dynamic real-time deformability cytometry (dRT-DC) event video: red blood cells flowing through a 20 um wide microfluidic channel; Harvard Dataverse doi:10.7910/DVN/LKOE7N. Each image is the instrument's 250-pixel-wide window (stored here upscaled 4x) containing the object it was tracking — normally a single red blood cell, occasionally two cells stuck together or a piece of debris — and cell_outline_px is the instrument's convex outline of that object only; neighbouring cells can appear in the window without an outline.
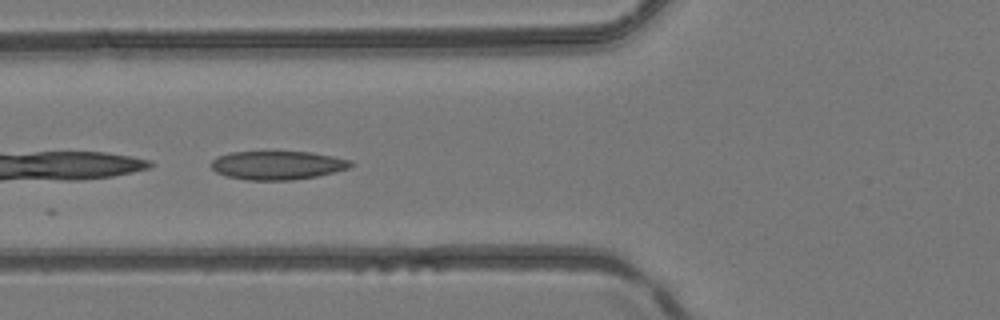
{"species": "common noctule bat (a hibernating species)", "species_latin": "Nyctalus noctula", "temperature_condition": "room temperature", "stored_images_in_passage": 6, "camera_frame_rate_fps": 3000, "um_per_image_px": 0.085, "animal": {"sex": "female", "body_mass_g": 24.6, "forearm_length_mm": 56.2}, "frame": {"image": 1, "passage_image": 3, "time_ms": 3.333, "image_size_px": [1000, 320], "cell_outline_px": [[352, 164], [348, 168], [316, 176], [292, 180], [248, 180], [228, 176], [216, 172], [208, 164], [216, 156], [232, 152], [312, 152], [352, 160]], "centroid_in_image_um": [23.54, 14.04], "position_along_channel_um": 102.3, "area_um2": 23.18}}
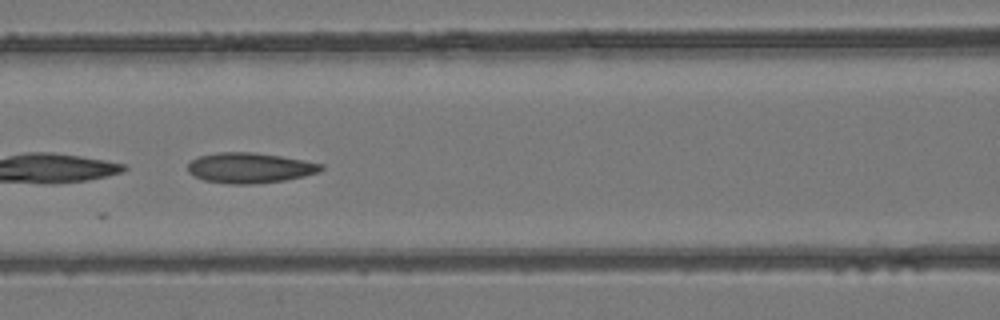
{"frame": {"image": 2, "passage_image": 4, "time_ms": 4.333, "image_size_px": [1000, 320], "cell_outline_px": [[324, 168], [320, 172], [304, 176], [284, 180], [252, 184], [232, 184], [204, 180], [188, 172], [188, 164], [192, 160], [200, 156], [220, 152], [252, 152], [280, 156], [304, 160], [324, 164]], "centroid_in_image_um": [21.27, 14.27], "position_along_channel_um": 145.3, "area_um2": 23.41}}
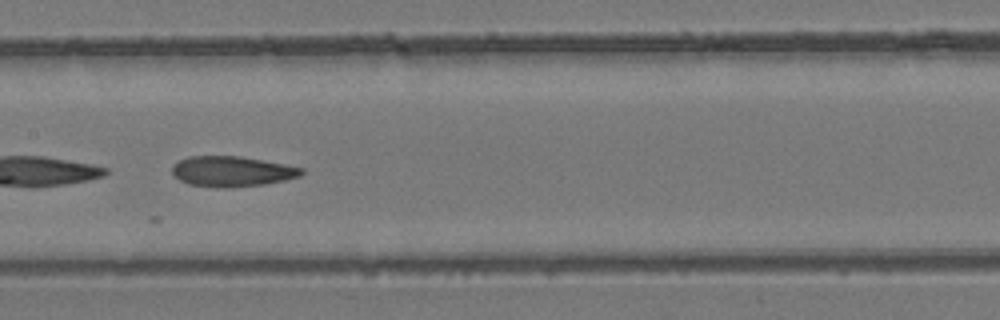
{"frame": {"image": 3, "passage_image": 5, "time_ms": 5.333, "image_size_px": [1000, 320], "cell_outline_px": [[304, 172], [300, 176], [284, 180], [264, 184], [232, 188], [220, 188], [188, 184], [180, 180], [172, 172], [172, 164], [188, 156], [240, 156], [284, 164], [304, 168]], "centroid_in_image_um": [19.71, 14.57], "position_along_channel_um": 187.7, "area_um2": 22.95}}